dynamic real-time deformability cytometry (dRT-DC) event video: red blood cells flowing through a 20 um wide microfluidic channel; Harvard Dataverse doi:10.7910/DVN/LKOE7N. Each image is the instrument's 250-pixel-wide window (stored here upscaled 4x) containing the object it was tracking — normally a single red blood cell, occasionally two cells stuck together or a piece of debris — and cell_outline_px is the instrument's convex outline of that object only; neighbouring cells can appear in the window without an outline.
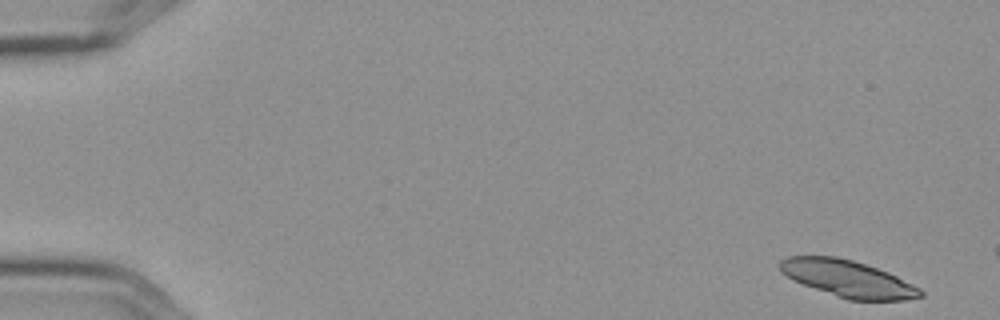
{"species": "Egyptian fruit bat (a non-hibernating species)", "species_latin": "Rousettus aegyptiacus", "temperature_condition": "cold", "stored_images_in_passage": 3, "camera_frame_rate_fps": 3000, "um_per_image_px": 0.085, "frame": {"image": 1, "passage_image": 1, "time_ms": 0.0, "image_size_px": [1000, 320], "cell_outline_px": [[924, 296], [904, 300], [848, 300], [836, 296], [792, 280], [780, 272], [780, 260], [788, 256], [836, 256], [852, 260], [888, 272], [920, 288], [924, 292]], "centroid_in_image_um": [72.05, 23.69], "position_along_channel_um": 12.9, "area_um2": 29.94}}